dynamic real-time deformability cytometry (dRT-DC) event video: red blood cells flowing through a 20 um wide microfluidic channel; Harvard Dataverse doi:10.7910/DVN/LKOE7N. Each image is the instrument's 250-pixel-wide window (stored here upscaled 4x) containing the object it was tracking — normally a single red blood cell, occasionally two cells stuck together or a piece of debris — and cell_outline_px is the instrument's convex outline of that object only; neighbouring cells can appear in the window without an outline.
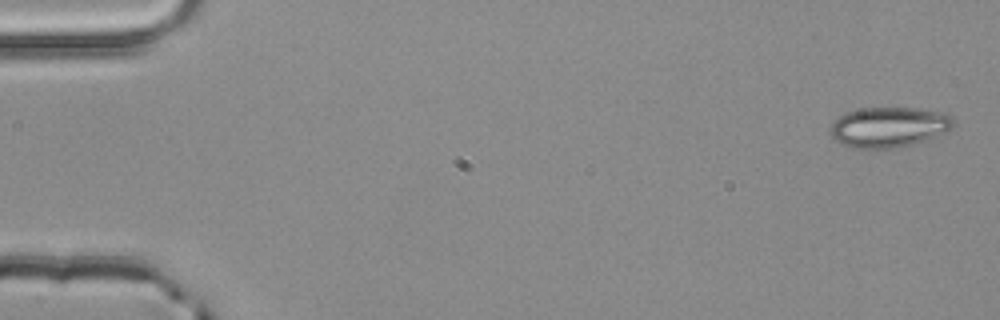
{"species": "common noctule bat (a hibernating species)", "species_latin": "Nyctalus noctula", "temperature_condition": "room temperature", "stored_images_in_passage": 3, "camera_frame_rate_fps": 3000, "um_per_image_px": 0.085, "animal": {"sex": "male", "body_mass_g": 20.4}, "frame": {"image": 1, "passage_image": 1, "time_ms": 0.0, "image_size_px": [1000, 320], "cell_outline_px": [[956, 124], [952, 128], [936, 136], [912, 144], [896, 148], [852, 148], [836, 140], [832, 136], [832, 124], [840, 116], [848, 112], [860, 108], [916, 108], [940, 112], [952, 116]], "centroid_in_image_um": [75.59, 10.8], "position_along_channel_um": 9.4, "area_um2": 28.55}}